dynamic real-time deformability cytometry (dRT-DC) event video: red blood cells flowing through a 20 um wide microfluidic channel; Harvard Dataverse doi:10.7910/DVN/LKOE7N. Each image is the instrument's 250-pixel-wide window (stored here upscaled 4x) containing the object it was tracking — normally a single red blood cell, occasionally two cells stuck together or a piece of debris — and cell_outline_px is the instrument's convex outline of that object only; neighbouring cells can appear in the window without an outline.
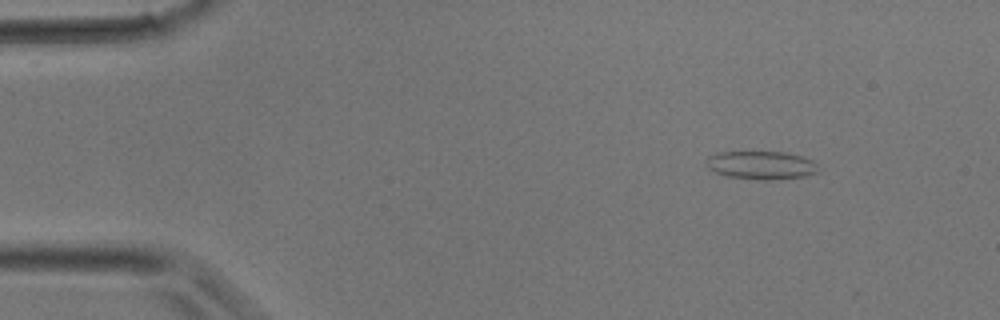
{"species": "common noctule bat (a hibernating species)", "species_latin": "Nyctalus noctula", "temperature_condition": "room temperature", "stored_images_in_passage": 35, "camera_frame_rate_fps": 3000, "um_per_image_px": 0.085, "animal": {"sex": "male", "body_mass_g": 17.9}, "frame": {"image": 1, "passage_image": 4, "time_ms": 1.0, "image_size_px": [1000, 320], "cell_outline_px": [[816, 172], [804, 176], [768, 180], [756, 180], [728, 176], [716, 172], [708, 168], [704, 160], [708, 156], [716, 152], [784, 152], [800, 156], [812, 160]], "centroid_in_image_um": [64.6, 14.03], "position_along_channel_um": 20.4, "area_um2": 18.21}}
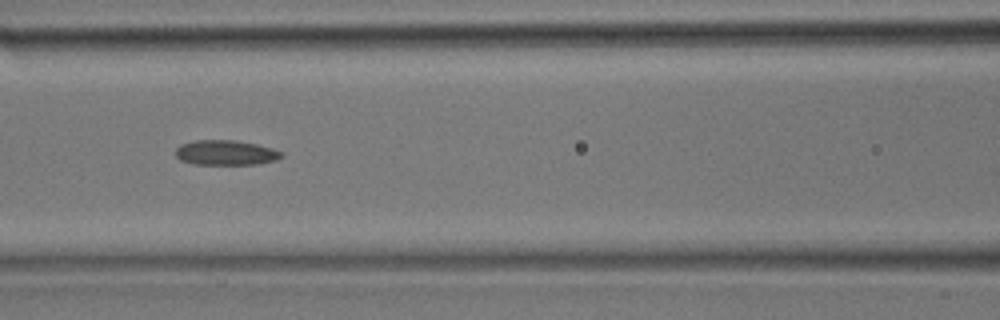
{"frame": {"image": 2, "passage_image": 15, "time_ms": 4.667, "image_size_px": [1000, 320], "cell_outline_px": [[284, 156], [276, 160], [260, 164], [192, 164], [180, 160], [176, 156], [176, 148], [180, 144], [196, 140], [236, 140], [256, 144], [272, 148], [284, 152]], "centroid_in_image_um": [19.21, 12.98], "position_along_channel_um": 147.4, "area_um2": 15.55}}
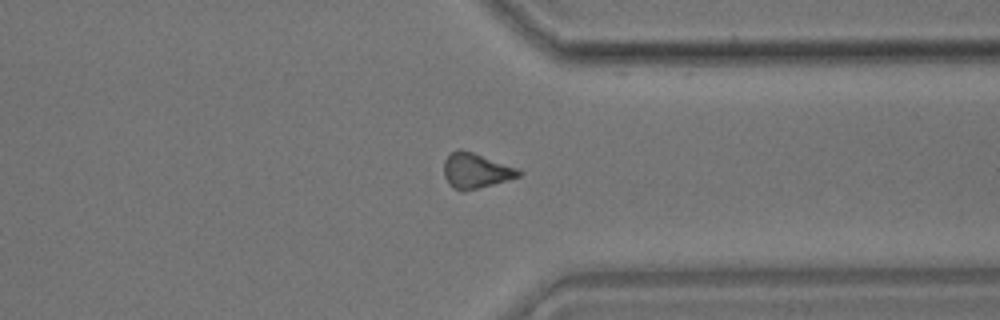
{"frame": {"image": 3, "passage_image": 27, "time_ms": 8.667, "image_size_px": [1000, 320], "cell_outline_px": [[524, 172], [520, 176], [508, 180], [464, 192], [452, 188], [448, 184], [444, 176], [444, 160], [456, 148], [460, 148], [520, 168]], "centroid_in_image_um": [40.46, 14.51], "position_along_channel_um": 370.9, "area_um2": 15.61}}